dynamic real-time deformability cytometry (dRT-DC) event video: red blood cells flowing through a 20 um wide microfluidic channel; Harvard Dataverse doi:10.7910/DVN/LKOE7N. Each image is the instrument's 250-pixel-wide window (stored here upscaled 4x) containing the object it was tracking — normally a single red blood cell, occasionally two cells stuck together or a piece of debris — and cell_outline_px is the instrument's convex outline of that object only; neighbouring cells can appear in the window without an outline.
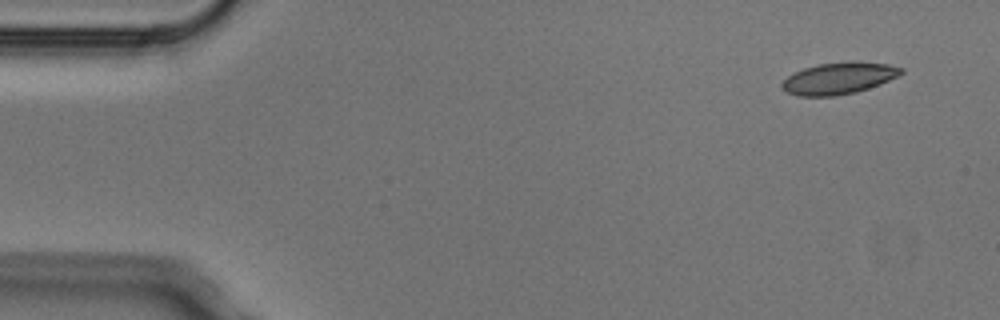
{"species": "Egyptian fruit bat (a non-hibernating species)", "species_latin": "Rousettus aegyptiacus", "temperature_condition": "cold", "stored_images_in_passage": 4, "camera_frame_rate_fps": 3000, "um_per_image_px": 0.085, "animal": {"sex": "male"}, "frame": {"image": 1, "passage_image": 1, "time_ms": 0.0, "image_size_px": [1000, 320], "cell_outline_px": [[904, 72], [900, 76], [880, 84], [856, 92], [836, 96], [796, 96], [780, 88], [780, 84], [788, 76], [804, 68], [816, 64], [848, 60], [856, 60], [888, 64], [904, 68]], "centroid_in_image_um": [71.33, 6.63], "position_along_channel_um": 13.7, "area_um2": 22.48}}